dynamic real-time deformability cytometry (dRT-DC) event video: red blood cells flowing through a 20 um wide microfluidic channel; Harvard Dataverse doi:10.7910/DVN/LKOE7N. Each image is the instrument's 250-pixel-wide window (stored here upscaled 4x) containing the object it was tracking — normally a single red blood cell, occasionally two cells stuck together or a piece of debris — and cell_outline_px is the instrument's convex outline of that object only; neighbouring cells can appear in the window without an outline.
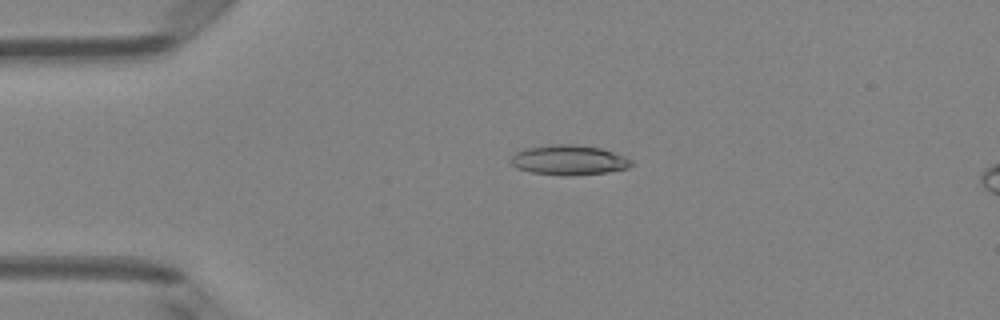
{"species": "Egyptian fruit bat (a non-hibernating species)", "species_latin": "Rousettus aegyptiacus", "temperature_condition": "room temperature", "stored_images_in_passage": 49, "camera_frame_rate_fps": 3000, "um_per_image_px": 0.085, "animal": {"sex": "female"}, "frame": {"image": 1, "passage_image": 11, "time_ms": 3.333, "image_size_px": [1000, 320], "cell_outline_px": [[632, 164], [628, 168], [608, 172], [568, 176], [532, 172], [516, 168], [508, 160], [516, 152], [524, 148], [548, 144], [576, 144], [600, 148], [624, 156], [632, 160]], "centroid_in_image_um": [48.32, 13.59], "position_along_channel_um": 36.7, "area_um2": 21.1}}
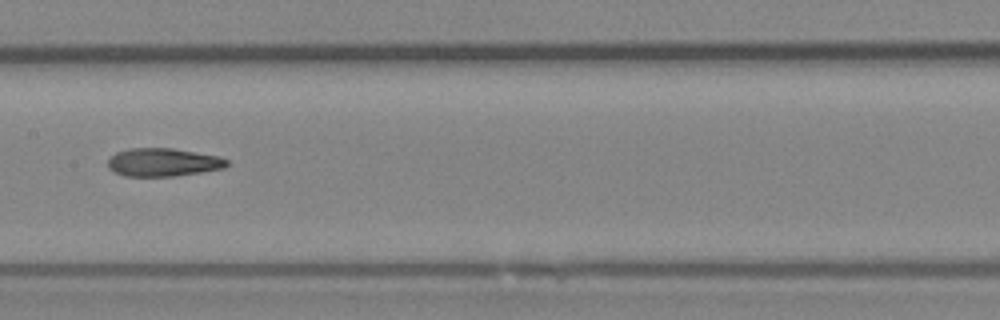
{"frame": {"image": 2, "passage_image": 25, "time_ms": 8.0, "image_size_px": [1000, 320], "cell_outline_px": [[228, 164], [224, 168], [176, 176], [124, 176], [112, 172], [108, 168], [108, 160], [116, 152], [128, 148], [172, 148], [220, 156], [228, 160]], "centroid_in_image_um": [13.84, 13.79], "position_along_channel_um": 193.6, "area_um2": 19.65}}
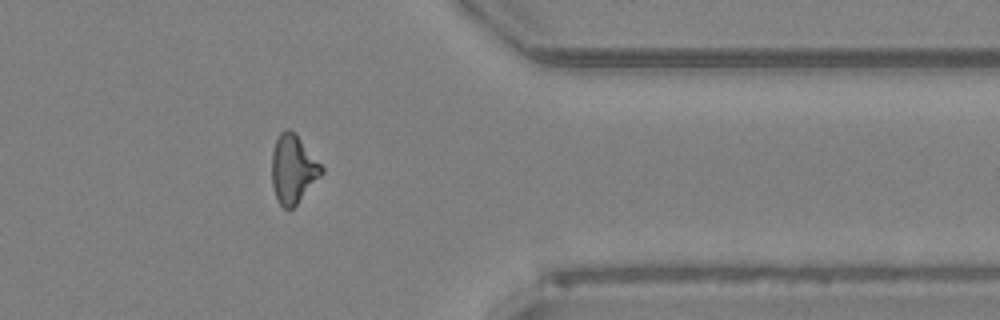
{"frame": {"image": 3, "passage_image": 40, "time_ms": 13.0, "image_size_px": [1000, 320], "cell_outline_px": [[324, 172], [296, 204], [292, 208], [284, 208], [276, 200], [272, 184], [272, 152], [276, 140], [280, 132], [284, 128], [288, 128], [300, 140], [324, 168]], "centroid_in_image_um": [24.89, 14.38], "position_along_channel_um": 386.5, "area_um2": 19.42}, "authors_computed_cell_mechanics": {"area_um2": 19.9988, "velocity_mm_per_s": 4.1329, "shape_relaxation_time_tau1_ms": 6.5619, "shape_relaxation_time_tau2_ms": 2.0926, "deformation_change_tau1": 0.1824, "deformation_change_tau2": 0.1162}}